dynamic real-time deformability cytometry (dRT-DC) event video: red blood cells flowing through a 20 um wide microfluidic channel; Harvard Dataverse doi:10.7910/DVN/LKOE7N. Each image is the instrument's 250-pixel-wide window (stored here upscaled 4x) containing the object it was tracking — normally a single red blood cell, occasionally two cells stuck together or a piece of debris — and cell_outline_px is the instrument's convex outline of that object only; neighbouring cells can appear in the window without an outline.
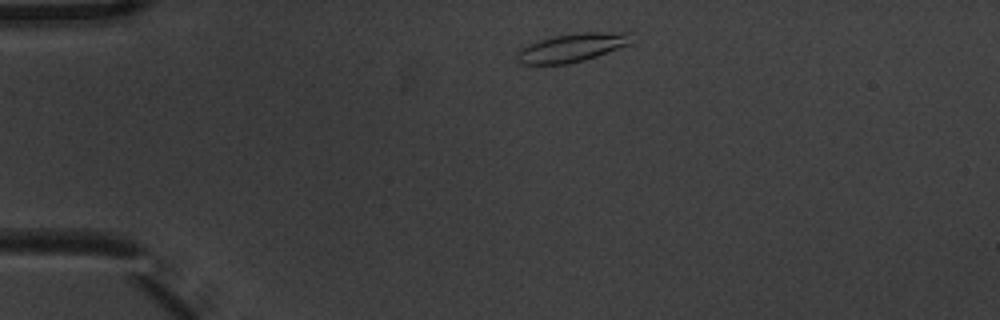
{"species": "common noctule bat (a hibernating species)", "species_latin": "Nyctalus noctula", "temperature_condition": "warm", "stored_images_in_passage": 3, "camera_frame_rate_fps": 3000, "um_per_image_px": 0.085, "animal": {"sex": "male", "body_mass_g": 20.1, "forearm_length_mm": 53.5}, "frame": {"image": 1, "passage_image": 1, "time_ms": 0.0, "image_size_px": [1000, 320], "cell_outline_px": [[632, 44], [584, 60], [568, 64], [520, 64], [516, 60], [516, 52], [520, 48], [528, 44], [540, 40], [556, 36], [588, 32], [632, 32]], "centroid_in_image_um": [48.64, 4.05], "position_along_channel_um": 36.4, "area_um2": 19.02}}
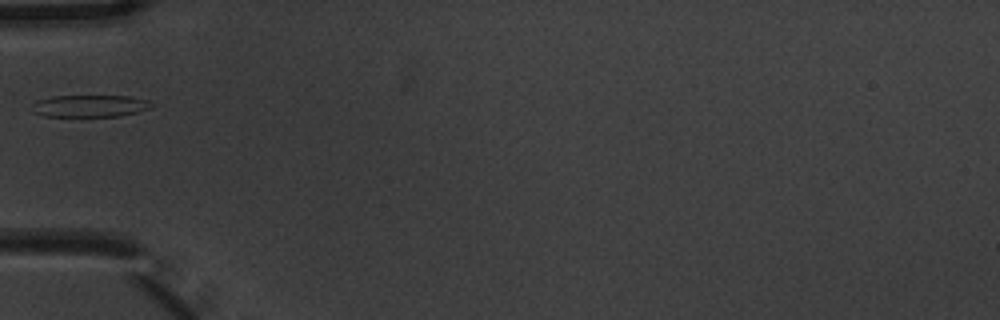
{"frame": {"image": 2, "passage_image": 3, "time_ms": 0.667, "image_size_px": [1000, 320], "cell_outline_px": [[156, 104], [152, 108], [120, 116], [44, 116], [32, 112], [32, 104], [36, 100], [52, 96], [128, 96], [148, 100]], "centroid_in_image_um": [7.65, 9.0], "position_along_channel_um": 77.4, "area_um2": 15.49}}